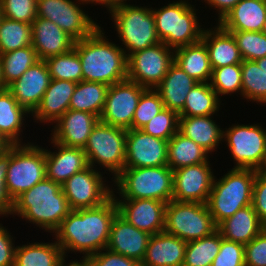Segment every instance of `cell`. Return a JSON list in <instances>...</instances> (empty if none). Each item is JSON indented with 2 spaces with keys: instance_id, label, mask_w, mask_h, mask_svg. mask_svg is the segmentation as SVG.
I'll use <instances>...</instances> for the list:
<instances>
[{
  "instance_id": "1",
  "label": "cell",
  "mask_w": 266,
  "mask_h": 266,
  "mask_svg": "<svg viewBox=\"0 0 266 266\" xmlns=\"http://www.w3.org/2000/svg\"><path fill=\"white\" fill-rule=\"evenodd\" d=\"M113 195L103 204L72 210L55 231L57 243L65 251L85 252L81 263L90 255L107 247L113 219L118 206Z\"/></svg>"
},
{
  "instance_id": "2",
  "label": "cell",
  "mask_w": 266,
  "mask_h": 266,
  "mask_svg": "<svg viewBox=\"0 0 266 266\" xmlns=\"http://www.w3.org/2000/svg\"><path fill=\"white\" fill-rule=\"evenodd\" d=\"M104 37L98 27L88 37L77 40L74 49L80 57L83 81L111 86L127 79V56L124 49Z\"/></svg>"
},
{
  "instance_id": "3",
  "label": "cell",
  "mask_w": 266,
  "mask_h": 266,
  "mask_svg": "<svg viewBox=\"0 0 266 266\" xmlns=\"http://www.w3.org/2000/svg\"><path fill=\"white\" fill-rule=\"evenodd\" d=\"M71 211L61 185L46 177L14 201L13 214L55 232Z\"/></svg>"
},
{
  "instance_id": "4",
  "label": "cell",
  "mask_w": 266,
  "mask_h": 266,
  "mask_svg": "<svg viewBox=\"0 0 266 266\" xmlns=\"http://www.w3.org/2000/svg\"><path fill=\"white\" fill-rule=\"evenodd\" d=\"M256 172L253 169L233 168L220 180L214 178L206 204L216 226L237 210L252 205Z\"/></svg>"
},
{
  "instance_id": "5",
  "label": "cell",
  "mask_w": 266,
  "mask_h": 266,
  "mask_svg": "<svg viewBox=\"0 0 266 266\" xmlns=\"http://www.w3.org/2000/svg\"><path fill=\"white\" fill-rule=\"evenodd\" d=\"M124 199H154L168 203L173 195V170L168 166L124 168L116 177Z\"/></svg>"
},
{
  "instance_id": "6",
  "label": "cell",
  "mask_w": 266,
  "mask_h": 266,
  "mask_svg": "<svg viewBox=\"0 0 266 266\" xmlns=\"http://www.w3.org/2000/svg\"><path fill=\"white\" fill-rule=\"evenodd\" d=\"M152 13L159 40L173 50L201 40L203 30L198 25L194 8L186 1L170 3L158 11L153 9Z\"/></svg>"
},
{
  "instance_id": "7",
  "label": "cell",
  "mask_w": 266,
  "mask_h": 266,
  "mask_svg": "<svg viewBox=\"0 0 266 266\" xmlns=\"http://www.w3.org/2000/svg\"><path fill=\"white\" fill-rule=\"evenodd\" d=\"M114 19L117 32L126 46L127 58L134 52L157 45L159 40L156 28L155 18L152 10L146 7H138L130 4H117L109 8Z\"/></svg>"
},
{
  "instance_id": "8",
  "label": "cell",
  "mask_w": 266,
  "mask_h": 266,
  "mask_svg": "<svg viewBox=\"0 0 266 266\" xmlns=\"http://www.w3.org/2000/svg\"><path fill=\"white\" fill-rule=\"evenodd\" d=\"M46 178L45 150L38 146L15 144L9 148L6 184L15 201L21 194Z\"/></svg>"
},
{
  "instance_id": "9",
  "label": "cell",
  "mask_w": 266,
  "mask_h": 266,
  "mask_svg": "<svg viewBox=\"0 0 266 266\" xmlns=\"http://www.w3.org/2000/svg\"><path fill=\"white\" fill-rule=\"evenodd\" d=\"M217 230L206 203L174 201L165 209L164 231L190 242L211 235Z\"/></svg>"
},
{
  "instance_id": "10",
  "label": "cell",
  "mask_w": 266,
  "mask_h": 266,
  "mask_svg": "<svg viewBox=\"0 0 266 266\" xmlns=\"http://www.w3.org/2000/svg\"><path fill=\"white\" fill-rule=\"evenodd\" d=\"M126 136V129L99 120L84 147L88 164L93 167L96 161L116 177L125 166Z\"/></svg>"
},
{
  "instance_id": "11",
  "label": "cell",
  "mask_w": 266,
  "mask_h": 266,
  "mask_svg": "<svg viewBox=\"0 0 266 266\" xmlns=\"http://www.w3.org/2000/svg\"><path fill=\"white\" fill-rule=\"evenodd\" d=\"M169 49L172 50L160 42L132 53L127 58V79L145 88H156L174 62V53Z\"/></svg>"
},
{
  "instance_id": "12",
  "label": "cell",
  "mask_w": 266,
  "mask_h": 266,
  "mask_svg": "<svg viewBox=\"0 0 266 266\" xmlns=\"http://www.w3.org/2000/svg\"><path fill=\"white\" fill-rule=\"evenodd\" d=\"M234 160V168L257 170L266 151V130L257 125H234L223 132Z\"/></svg>"
},
{
  "instance_id": "13",
  "label": "cell",
  "mask_w": 266,
  "mask_h": 266,
  "mask_svg": "<svg viewBox=\"0 0 266 266\" xmlns=\"http://www.w3.org/2000/svg\"><path fill=\"white\" fill-rule=\"evenodd\" d=\"M36 8L37 17L52 21L76 41L88 37L99 27L70 0H37Z\"/></svg>"
},
{
  "instance_id": "14",
  "label": "cell",
  "mask_w": 266,
  "mask_h": 266,
  "mask_svg": "<svg viewBox=\"0 0 266 266\" xmlns=\"http://www.w3.org/2000/svg\"><path fill=\"white\" fill-rule=\"evenodd\" d=\"M147 88L128 79L111 85L100 121L123 129H132V119L141 94Z\"/></svg>"
},
{
  "instance_id": "15",
  "label": "cell",
  "mask_w": 266,
  "mask_h": 266,
  "mask_svg": "<svg viewBox=\"0 0 266 266\" xmlns=\"http://www.w3.org/2000/svg\"><path fill=\"white\" fill-rule=\"evenodd\" d=\"M93 168L89 165L61 185L72 210L97 207L113 195V191L104 187L101 174Z\"/></svg>"
},
{
  "instance_id": "16",
  "label": "cell",
  "mask_w": 266,
  "mask_h": 266,
  "mask_svg": "<svg viewBox=\"0 0 266 266\" xmlns=\"http://www.w3.org/2000/svg\"><path fill=\"white\" fill-rule=\"evenodd\" d=\"M168 141L153 137L141 129H128L124 168L160 167L168 165Z\"/></svg>"
},
{
  "instance_id": "17",
  "label": "cell",
  "mask_w": 266,
  "mask_h": 266,
  "mask_svg": "<svg viewBox=\"0 0 266 266\" xmlns=\"http://www.w3.org/2000/svg\"><path fill=\"white\" fill-rule=\"evenodd\" d=\"M213 180L208 162L173 170L172 200L207 203Z\"/></svg>"
},
{
  "instance_id": "18",
  "label": "cell",
  "mask_w": 266,
  "mask_h": 266,
  "mask_svg": "<svg viewBox=\"0 0 266 266\" xmlns=\"http://www.w3.org/2000/svg\"><path fill=\"white\" fill-rule=\"evenodd\" d=\"M118 214L129 224L150 235L164 231L167 203L154 199H115Z\"/></svg>"
},
{
  "instance_id": "19",
  "label": "cell",
  "mask_w": 266,
  "mask_h": 266,
  "mask_svg": "<svg viewBox=\"0 0 266 266\" xmlns=\"http://www.w3.org/2000/svg\"><path fill=\"white\" fill-rule=\"evenodd\" d=\"M51 76L45 60L30 66L22 76L7 86L20 106L33 113L49 87Z\"/></svg>"
},
{
  "instance_id": "20",
  "label": "cell",
  "mask_w": 266,
  "mask_h": 266,
  "mask_svg": "<svg viewBox=\"0 0 266 266\" xmlns=\"http://www.w3.org/2000/svg\"><path fill=\"white\" fill-rule=\"evenodd\" d=\"M151 235L129 224L119 214L113 219L106 249L142 262Z\"/></svg>"
},
{
  "instance_id": "21",
  "label": "cell",
  "mask_w": 266,
  "mask_h": 266,
  "mask_svg": "<svg viewBox=\"0 0 266 266\" xmlns=\"http://www.w3.org/2000/svg\"><path fill=\"white\" fill-rule=\"evenodd\" d=\"M31 27L32 46L39 60L67 53L74 48L76 40L48 19L36 17Z\"/></svg>"
},
{
  "instance_id": "22",
  "label": "cell",
  "mask_w": 266,
  "mask_h": 266,
  "mask_svg": "<svg viewBox=\"0 0 266 266\" xmlns=\"http://www.w3.org/2000/svg\"><path fill=\"white\" fill-rule=\"evenodd\" d=\"M99 120L94 114L69 109L56 121L52 140L67 147L84 149Z\"/></svg>"
},
{
  "instance_id": "23",
  "label": "cell",
  "mask_w": 266,
  "mask_h": 266,
  "mask_svg": "<svg viewBox=\"0 0 266 266\" xmlns=\"http://www.w3.org/2000/svg\"><path fill=\"white\" fill-rule=\"evenodd\" d=\"M57 152L45 150L46 177L55 183L63 185L72 175L89 166L83 148L67 147L57 142Z\"/></svg>"
},
{
  "instance_id": "24",
  "label": "cell",
  "mask_w": 266,
  "mask_h": 266,
  "mask_svg": "<svg viewBox=\"0 0 266 266\" xmlns=\"http://www.w3.org/2000/svg\"><path fill=\"white\" fill-rule=\"evenodd\" d=\"M187 242L166 231L151 235L142 266H182Z\"/></svg>"
},
{
  "instance_id": "25",
  "label": "cell",
  "mask_w": 266,
  "mask_h": 266,
  "mask_svg": "<svg viewBox=\"0 0 266 266\" xmlns=\"http://www.w3.org/2000/svg\"><path fill=\"white\" fill-rule=\"evenodd\" d=\"M266 0H241L218 22L226 31H262Z\"/></svg>"
},
{
  "instance_id": "26",
  "label": "cell",
  "mask_w": 266,
  "mask_h": 266,
  "mask_svg": "<svg viewBox=\"0 0 266 266\" xmlns=\"http://www.w3.org/2000/svg\"><path fill=\"white\" fill-rule=\"evenodd\" d=\"M196 83V80L173 62L163 80L154 89L159 93L164 108L179 113L185 105L187 94Z\"/></svg>"
},
{
  "instance_id": "27",
  "label": "cell",
  "mask_w": 266,
  "mask_h": 266,
  "mask_svg": "<svg viewBox=\"0 0 266 266\" xmlns=\"http://www.w3.org/2000/svg\"><path fill=\"white\" fill-rule=\"evenodd\" d=\"M76 85L77 83L73 81L51 79L40 104L32 114L37 120L55 123L69 110L70 99Z\"/></svg>"
},
{
  "instance_id": "28",
  "label": "cell",
  "mask_w": 266,
  "mask_h": 266,
  "mask_svg": "<svg viewBox=\"0 0 266 266\" xmlns=\"http://www.w3.org/2000/svg\"><path fill=\"white\" fill-rule=\"evenodd\" d=\"M215 29V32L203 30L201 37L207 47L212 70L242 63L243 59L233 34L224 30L219 24Z\"/></svg>"
},
{
  "instance_id": "29",
  "label": "cell",
  "mask_w": 266,
  "mask_h": 266,
  "mask_svg": "<svg viewBox=\"0 0 266 266\" xmlns=\"http://www.w3.org/2000/svg\"><path fill=\"white\" fill-rule=\"evenodd\" d=\"M264 228L252 205L237 210L217 226L224 239L243 245L254 239Z\"/></svg>"
},
{
  "instance_id": "30",
  "label": "cell",
  "mask_w": 266,
  "mask_h": 266,
  "mask_svg": "<svg viewBox=\"0 0 266 266\" xmlns=\"http://www.w3.org/2000/svg\"><path fill=\"white\" fill-rule=\"evenodd\" d=\"M178 131L207 152H212L218 146L224 132L211 120L210 115L179 116Z\"/></svg>"
},
{
  "instance_id": "31",
  "label": "cell",
  "mask_w": 266,
  "mask_h": 266,
  "mask_svg": "<svg viewBox=\"0 0 266 266\" xmlns=\"http://www.w3.org/2000/svg\"><path fill=\"white\" fill-rule=\"evenodd\" d=\"M175 50L174 62L190 77L197 82L211 80L212 67L210 65L207 47L202 40L194 44L176 48Z\"/></svg>"
},
{
  "instance_id": "32",
  "label": "cell",
  "mask_w": 266,
  "mask_h": 266,
  "mask_svg": "<svg viewBox=\"0 0 266 266\" xmlns=\"http://www.w3.org/2000/svg\"><path fill=\"white\" fill-rule=\"evenodd\" d=\"M65 256L57 242L16 246L14 266H69Z\"/></svg>"
},
{
  "instance_id": "33",
  "label": "cell",
  "mask_w": 266,
  "mask_h": 266,
  "mask_svg": "<svg viewBox=\"0 0 266 266\" xmlns=\"http://www.w3.org/2000/svg\"><path fill=\"white\" fill-rule=\"evenodd\" d=\"M207 154L206 150L179 131L168 140L167 160L172 170L209 162Z\"/></svg>"
},
{
  "instance_id": "34",
  "label": "cell",
  "mask_w": 266,
  "mask_h": 266,
  "mask_svg": "<svg viewBox=\"0 0 266 266\" xmlns=\"http://www.w3.org/2000/svg\"><path fill=\"white\" fill-rule=\"evenodd\" d=\"M109 87L100 82L81 81L77 83L70 99L69 109L88 112L100 118Z\"/></svg>"
},
{
  "instance_id": "35",
  "label": "cell",
  "mask_w": 266,
  "mask_h": 266,
  "mask_svg": "<svg viewBox=\"0 0 266 266\" xmlns=\"http://www.w3.org/2000/svg\"><path fill=\"white\" fill-rule=\"evenodd\" d=\"M27 113L7 88L0 90V132L12 145L20 144L18 136Z\"/></svg>"
},
{
  "instance_id": "36",
  "label": "cell",
  "mask_w": 266,
  "mask_h": 266,
  "mask_svg": "<svg viewBox=\"0 0 266 266\" xmlns=\"http://www.w3.org/2000/svg\"><path fill=\"white\" fill-rule=\"evenodd\" d=\"M219 95L208 82H197L187 94L179 116H212L219 109Z\"/></svg>"
},
{
  "instance_id": "37",
  "label": "cell",
  "mask_w": 266,
  "mask_h": 266,
  "mask_svg": "<svg viewBox=\"0 0 266 266\" xmlns=\"http://www.w3.org/2000/svg\"><path fill=\"white\" fill-rule=\"evenodd\" d=\"M221 246V233L216 230L211 235L187 242L182 266H211Z\"/></svg>"
},
{
  "instance_id": "38",
  "label": "cell",
  "mask_w": 266,
  "mask_h": 266,
  "mask_svg": "<svg viewBox=\"0 0 266 266\" xmlns=\"http://www.w3.org/2000/svg\"><path fill=\"white\" fill-rule=\"evenodd\" d=\"M32 45V27L29 23L3 17L0 22V54Z\"/></svg>"
},
{
  "instance_id": "39",
  "label": "cell",
  "mask_w": 266,
  "mask_h": 266,
  "mask_svg": "<svg viewBox=\"0 0 266 266\" xmlns=\"http://www.w3.org/2000/svg\"><path fill=\"white\" fill-rule=\"evenodd\" d=\"M0 58L6 86L19 79L30 66L39 61L32 45L8 53H2Z\"/></svg>"
},
{
  "instance_id": "40",
  "label": "cell",
  "mask_w": 266,
  "mask_h": 266,
  "mask_svg": "<svg viewBox=\"0 0 266 266\" xmlns=\"http://www.w3.org/2000/svg\"><path fill=\"white\" fill-rule=\"evenodd\" d=\"M45 62L51 79L75 83L83 81L80 57L74 48L67 53L49 57Z\"/></svg>"
},
{
  "instance_id": "41",
  "label": "cell",
  "mask_w": 266,
  "mask_h": 266,
  "mask_svg": "<svg viewBox=\"0 0 266 266\" xmlns=\"http://www.w3.org/2000/svg\"><path fill=\"white\" fill-rule=\"evenodd\" d=\"M241 76L244 98L266 103V73L255 60L242 61Z\"/></svg>"
},
{
  "instance_id": "42",
  "label": "cell",
  "mask_w": 266,
  "mask_h": 266,
  "mask_svg": "<svg viewBox=\"0 0 266 266\" xmlns=\"http://www.w3.org/2000/svg\"><path fill=\"white\" fill-rule=\"evenodd\" d=\"M210 85L217 95L239 90L242 94L241 63L213 69Z\"/></svg>"
},
{
  "instance_id": "43",
  "label": "cell",
  "mask_w": 266,
  "mask_h": 266,
  "mask_svg": "<svg viewBox=\"0 0 266 266\" xmlns=\"http://www.w3.org/2000/svg\"><path fill=\"white\" fill-rule=\"evenodd\" d=\"M236 39L243 60H257L266 56V35L262 31H227Z\"/></svg>"
},
{
  "instance_id": "44",
  "label": "cell",
  "mask_w": 266,
  "mask_h": 266,
  "mask_svg": "<svg viewBox=\"0 0 266 266\" xmlns=\"http://www.w3.org/2000/svg\"><path fill=\"white\" fill-rule=\"evenodd\" d=\"M162 109L164 104L159 93L154 89L147 88L139 99L132 119V129H141Z\"/></svg>"
},
{
  "instance_id": "45",
  "label": "cell",
  "mask_w": 266,
  "mask_h": 266,
  "mask_svg": "<svg viewBox=\"0 0 266 266\" xmlns=\"http://www.w3.org/2000/svg\"><path fill=\"white\" fill-rule=\"evenodd\" d=\"M179 126V114L168 108L162 109L141 130L153 137L169 140L177 131Z\"/></svg>"
},
{
  "instance_id": "46",
  "label": "cell",
  "mask_w": 266,
  "mask_h": 266,
  "mask_svg": "<svg viewBox=\"0 0 266 266\" xmlns=\"http://www.w3.org/2000/svg\"><path fill=\"white\" fill-rule=\"evenodd\" d=\"M3 17L32 24L37 17V0H0Z\"/></svg>"
},
{
  "instance_id": "47",
  "label": "cell",
  "mask_w": 266,
  "mask_h": 266,
  "mask_svg": "<svg viewBox=\"0 0 266 266\" xmlns=\"http://www.w3.org/2000/svg\"><path fill=\"white\" fill-rule=\"evenodd\" d=\"M211 266H245L244 245L221 236V246Z\"/></svg>"
},
{
  "instance_id": "48",
  "label": "cell",
  "mask_w": 266,
  "mask_h": 266,
  "mask_svg": "<svg viewBox=\"0 0 266 266\" xmlns=\"http://www.w3.org/2000/svg\"><path fill=\"white\" fill-rule=\"evenodd\" d=\"M245 266H266V228L244 245Z\"/></svg>"
},
{
  "instance_id": "49",
  "label": "cell",
  "mask_w": 266,
  "mask_h": 266,
  "mask_svg": "<svg viewBox=\"0 0 266 266\" xmlns=\"http://www.w3.org/2000/svg\"><path fill=\"white\" fill-rule=\"evenodd\" d=\"M106 252H98L90 255L82 264L84 266H142L140 262L126 256L104 249Z\"/></svg>"
},
{
  "instance_id": "50",
  "label": "cell",
  "mask_w": 266,
  "mask_h": 266,
  "mask_svg": "<svg viewBox=\"0 0 266 266\" xmlns=\"http://www.w3.org/2000/svg\"><path fill=\"white\" fill-rule=\"evenodd\" d=\"M9 166V149L0 155V214H13L14 200L9 195L6 184Z\"/></svg>"
},
{
  "instance_id": "51",
  "label": "cell",
  "mask_w": 266,
  "mask_h": 266,
  "mask_svg": "<svg viewBox=\"0 0 266 266\" xmlns=\"http://www.w3.org/2000/svg\"><path fill=\"white\" fill-rule=\"evenodd\" d=\"M252 206L266 228V175L256 172L253 185Z\"/></svg>"
},
{
  "instance_id": "52",
  "label": "cell",
  "mask_w": 266,
  "mask_h": 266,
  "mask_svg": "<svg viewBox=\"0 0 266 266\" xmlns=\"http://www.w3.org/2000/svg\"><path fill=\"white\" fill-rule=\"evenodd\" d=\"M15 248L10 234L0 225V266H14Z\"/></svg>"
},
{
  "instance_id": "53",
  "label": "cell",
  "mask_w": 266,
  "mask_h": 266,
  "mask_svg": "<svg viewBox=\"0 0 266 266\" xmlns=\"http://www.w3.org/2000/svg\"><path fill=\"white\" fill-rule=\"evenodd\" d=\"M209 5H213L216 9H219V22L224 16L241 0H205Z\"/></svg>"
},
{
  "instance_id": "54",
  "label": "cell",
  "mask_w": 266,
  "mask_h": 266,
  "mask_svg": "<svg viewBox=\"0 0 266 266\" xmlns=\"http://www.w3.org/2000/svg\"><path fill=\"white\" fill-rule=\"evenodd\" d=\"M81 2L83 1V2H89V3H93V2H96V3H101L102 5L103 4H105L106 5V7L107 8H111V7H113V6H115V5H117V4H121V3H123L124 1H126V0H80Z\"/></svg>"
},
{
  "instance_id": "55",
  "label": "cell",
  "mask_w": 266,
  "mask_h": 266,
  "mask_svg": "<svg viewBox=\"0 0 266 266\" xmlns=\"http://www.w3.org/2000/svg\"><path fill=\"white\" fill-rule=\"evenodd\" d=\"M256 171L258 173H260V174H265L266 175V151H265V154H264L263 161H262L261 165L259 166V168Z\"/></svg>"
},
{
  "instance_id": "56",
  "label": "cell",
  "mask_w": 266,
  "mask_h": 266,
  "mask_svg": "<svg viewBox=\"0 0 266 266\" xmlns=\"http://www.w3.org/2000/svg\"><path fill=\"white\" fill-rule=\"evenodd\" d=\"M255 61L257 62L258 66L266 73V56Z\"/></svg>"
},
{
  "instance_id": "57",
  "label": "cell",
  "mask_w": 266,
  "mask_h": 266,
  "mask_svg": "<svg viewBox=\"0 0 266 266\" xmlns=\"http://www.w3.org/2000/svg\"><path fill=\"white\" fill-rule=\"evenodd\" d=\"M7 86L5 85L4 79H3V73H2V64H1V58H0V90L6 89Z\"/></svg>"
},
{
  "instance_id": "58",
  "label": "cell",
  "mask_w": 266,
  "mask_h": 266,
  "mask_svg": "<svg viewBox=\"0 0 266 266\" xmlns=\"http://www.w3.org/2000/svg\"><path fill=\"white\" fill-rule=\"evenodd\" d=\"M0 145H12L0 132Z\"/></svg>"
},
{
  "instance_id": "59",
  "label": "cell",
  "mask_w": 266,
  "mask_h": 266,
  "mask_svg": "<svg viewBox=\"0 0 266 266\" xmlns=\"http://www.w3.org/2000/svg\"><path fill=\"white\" fill-rule=\"evenodd\" d=\"M12 145H0V155L9 149Z\"/></svg>"
},
{
  "instance_id": "60",
  "label": "cell",
  "mask_w": 266,
  "mask_h": 266,
  "mask_svg": "<svg viewBox=\"0 0 266 266\" xmlns=\"http://www.w3.org/2000/svg\"><path fill=\"white\" fill-rule=\"evenodd\" d=\"M262 32L266 35V18H265V23Z\"/></svg>"
},
{
  "instance_id": "61",
  "label": "cell",
  "mask_w": 266,
  "mask_h": 266,
  "mask_svg": "<svg viewBox=\"0 0 266 266\" xmlns=\"http://www.w3.org/2000/svg\"><path fill=\"white\" fill-rule=\"evenodd\" d=\"M2 18H3V13H2L1 5H0V22Z\"/></svg>"
},
{
  "instance_id": "62",
  "label": "cell",
  "mask_w": 266,
  "mask_h": 266,
  "mask_svg": "<svg viewBox=\"0 0 266 266\" xmlns=\"http://www.w3.org/2000/svg\"><path fill=\"white\" fill-rule=\"evenodd\" d=\"M69 266H77V262H72V263L70 262Z\"/></svg>"
},
{
  "instance_id": "63",
  "label": "cell",
  "mask_w": 266,
  "mask_h": 266,
  "mask_svg": "<svg viewBox=\"0 0 266 266\" xmlns=\"http://www.w3.org/2000/svg\"><path fill=\"white\" fill-rule=\"evenodd\" d=\"M72 262H77V266H84L81 262L78 263V261H72Z\"/></svg>"
}]
</instances>
